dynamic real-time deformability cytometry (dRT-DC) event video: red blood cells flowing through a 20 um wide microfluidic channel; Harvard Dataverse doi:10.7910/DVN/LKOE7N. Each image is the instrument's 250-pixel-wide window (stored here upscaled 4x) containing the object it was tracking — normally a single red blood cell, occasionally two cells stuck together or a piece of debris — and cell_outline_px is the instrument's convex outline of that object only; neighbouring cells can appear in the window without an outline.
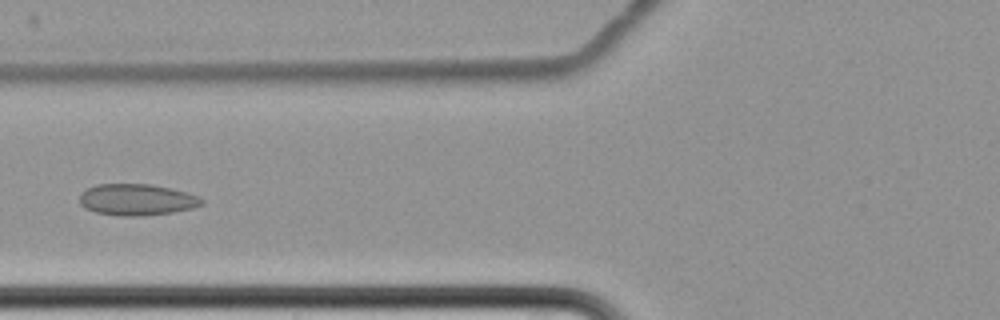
{"species": "common noctule bat (a hibernating species)", "species_latin": "Nyctalus noctula", "temperature_condition": "cold", "stored_images_in_passage": 11, "camera_frame_rate_fps": 3000, "um_per_image_px": 0.085, "animal": {"sex": "female", "body_mass_g": 22.7, "forearm_length_mm": 54.2}, "frame": {"image": 1, "passage_image": 8, "time_ms": 10.0, "image_size_px": [1000, 320], "cell_outline_px": [[204, 204], [192, 208], [172, 212], [140, 216], [120, 216], [96, 212], [84, 208], [80, 204], [80, 192], [96, 184], [152, 184], [172, 188], [188, 192], [200, 196], [204, 200]], "centroid_in_image_um": [11.65, 16.96], "position_along_channel_um": 114.2, "area_um2": 22.6}}
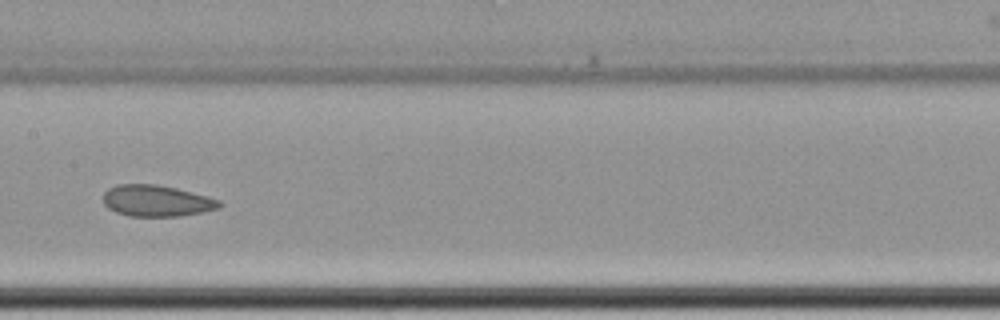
{"frame": {"image": 2, "passage_image": 10, "time_ms": 12.333, "image_size_px": [1000, 320], "cell_outline_px": [[224, 204], [220, 208], [180, 216], [128, 216], [116, 212], [108, 208], [104, 204], [104, 192], [108, 188], [116, 184], [156, 184], [176, 188], [220, 200]], "centroid_in_image_um": [13.29, 17.06], "position_along_channel_um": 194.1, "area_um2": 21.21}}
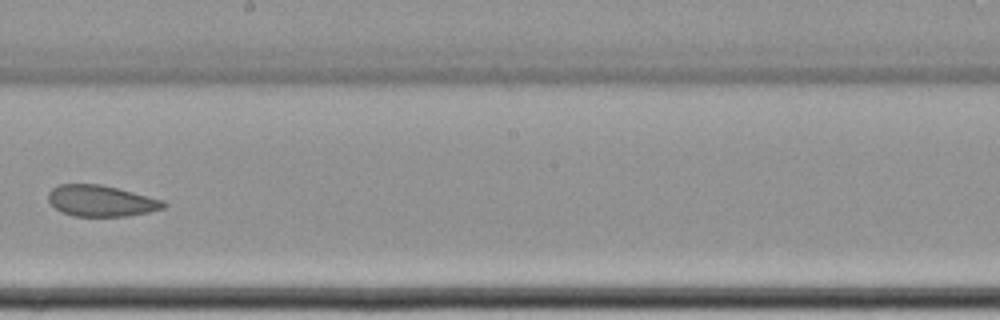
{"frame": {"image": 3, "passage_image": 11, "time_ms": 13.667, "image_size_px": [1000, 320], "cell_outline_px": [[168, 204], [164, 208], [148, 212], [128, 216], [72, 216], [56, 208], [48, 200], [48, 192], [52, 188], [60, 184], [100, 184], [164, 200]], "centroid_in_image_um": [8.6, 17.07], "position_along_channel_um": 239.6, "area_um2": 20.81}}